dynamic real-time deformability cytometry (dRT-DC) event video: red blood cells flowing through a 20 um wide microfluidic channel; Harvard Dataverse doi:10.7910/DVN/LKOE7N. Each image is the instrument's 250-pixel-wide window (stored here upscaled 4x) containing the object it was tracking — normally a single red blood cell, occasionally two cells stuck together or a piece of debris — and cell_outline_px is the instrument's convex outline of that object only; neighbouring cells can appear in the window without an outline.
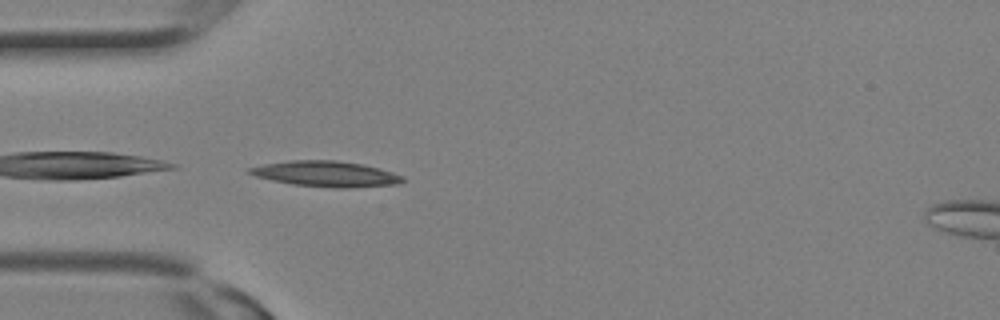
{"species": "Egyptian fruit bat (a non-hibernating species)", "species_latin": "Rousettus aegyptiacus", "temperature_condition": "room temperature", "stored_images_in_passage": 9, "camera_frame_rate_fps": 3000, "um_per_image_px": 0.085, "animal": {"sex": "female"}, "frame": {"image": 1, "passage_image": 3, "time_ms": 0.667, "image_size_px": [1000, 320], "cell_outline_px": [[408, 180], [396, 184], [348, 188], [332, 188], [292, 184], [272, 180], [256, 176], [244, 172], [248, 168], [264, 164], [292, 160], [336, 160], [364, 164], [392, 172], [404, 176]], "centroid_in_image_um": [27.72, 14.78], "position_along_channel_um": 57.3, "area_um2": 23.0}}
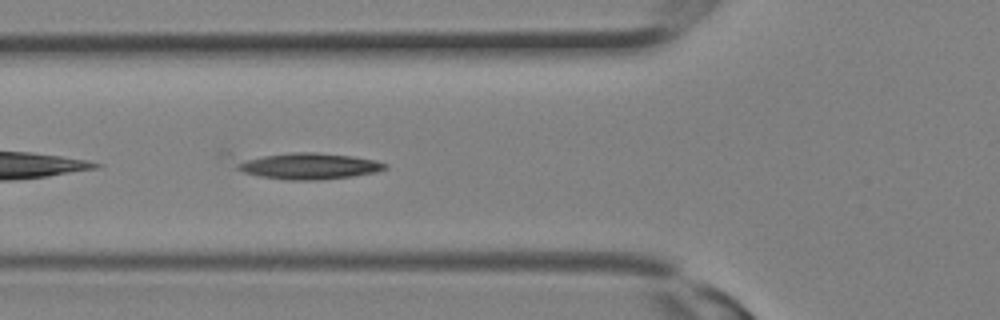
{"frame": {"image": 2, "passage_image": 5, "time_ms": 1.333, "image_size_px": [1000, 320], "cell_outline_px": [[388, 168], [376, 172], [352, 176], [320, 180], [288, 180], [260, 176], [244, 172], [236, 168], [216, 156], [216, 152], [220, 148], [224, 148], [316, 152], [352, 156], [376, 160], [388, 164]], "centroid_in_image_um": [25.35, 13.95], "position_along_channel_um": 100.4, "area_um2": 27.22}}
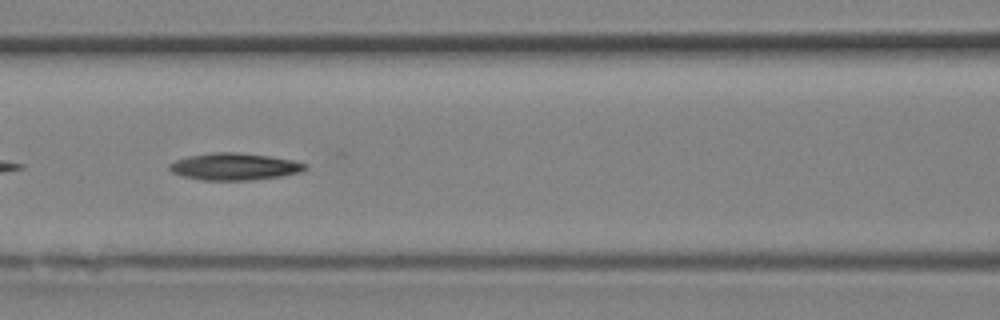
{"frame": {"image": 3, "passage_image": 7, "time_ms": 2.0, "image_size_px": [1000, 320], "cell_outline_px": [[308, 168], [300, 172], [284, 176], [252, 180], [200, 180], [184, 176], [172, 172], [168, 168], [168, 164], [176, 160], [188, 156], [212, 152], [236, 152], [268, 156], [292, 160], [308, 164]], "centroid_in_image_um": [19.94, 14.16], "position_along_channel_um": 146.7, "area_um2": 21.44}}